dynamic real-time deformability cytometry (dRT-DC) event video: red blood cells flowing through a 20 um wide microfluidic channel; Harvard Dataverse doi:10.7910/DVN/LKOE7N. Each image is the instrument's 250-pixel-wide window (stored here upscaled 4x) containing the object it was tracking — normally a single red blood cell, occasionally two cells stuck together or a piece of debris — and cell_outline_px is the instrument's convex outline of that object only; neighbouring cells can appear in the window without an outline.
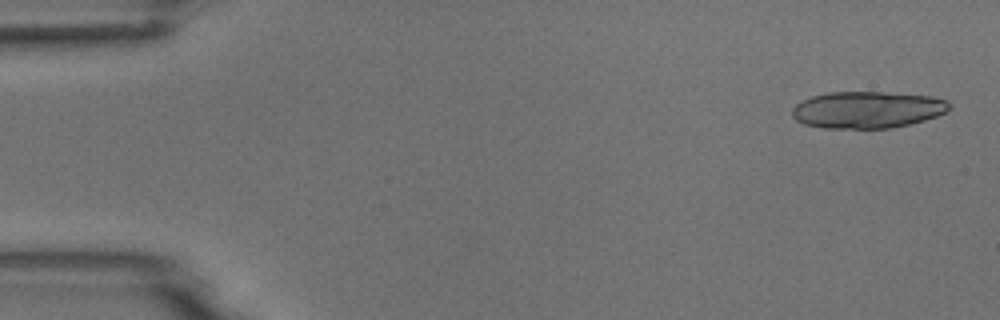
{"species": "common noctule bat (a hibernating species)", "species_latin": "Nyctalus noctula", "temperature_condition": "room temperature", "stored_images_in_passage": 3, "camera_frame_rate_fps": 3000, "um_per_image_px": 0.085, "animal": {"sex": "male", "body_mass_g": 18.8}, "frame": {"image": 1, "passage_image": 1, "time_ms": 0.0, "image_size_px": [1000, 320], "cell_outline_px": [[952, 104], [944, 112], [936, 116], [924, 120], [908, 124], [888, 128], [824, 128], [804, 124], [796, 120], [792, 116], [792, 108], [796, 104], [812, 96], [828, 92], [884, 92], [932, 96], [948, 100]], "centroid_in_image_um": [73.71, 9.32], "position_along_channel_um": 11.3, "area_um2": 33.64}}